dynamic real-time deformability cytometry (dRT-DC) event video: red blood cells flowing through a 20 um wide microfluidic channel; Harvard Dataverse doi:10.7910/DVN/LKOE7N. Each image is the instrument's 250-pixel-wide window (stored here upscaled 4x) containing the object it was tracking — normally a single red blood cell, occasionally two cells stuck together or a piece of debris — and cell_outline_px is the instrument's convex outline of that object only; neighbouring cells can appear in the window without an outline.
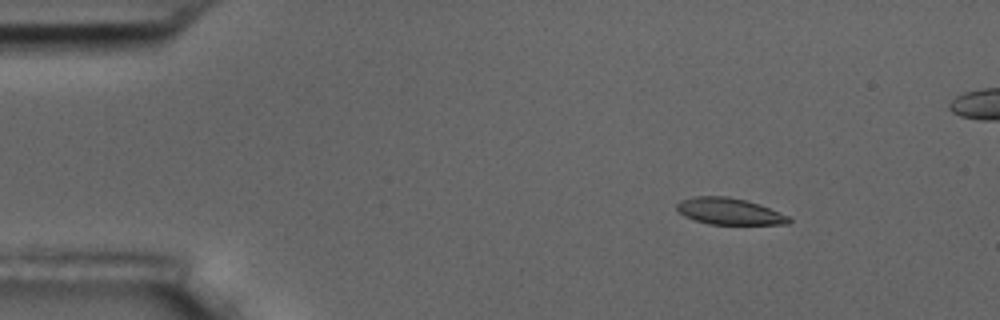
{"species": "common noctule bat (a hibernating species)", "species_latin": "Nyctalus noctula", "temperature_condition": "room temperature", "stored_images_in_passage": 57, "camera_frame_rate_fps": 3000, "um_per_image_px": 0.085, "animal": {"sex": "male", "body_mass_g": 17.5, "forearm_length_mm": 52.3}, "frame": {"image": 1, "passage_image": 8, "time_ms": 2.333, "image_size_px": [1000, 320], "cell_outline_px": [[792, 220], [788, 224], [708, 224], [684, 216], [676, 208], [676, 204], [680, 200], [692, 196], [728, 196], [760, 204], [788, 216]], "centroid_in_image_um": [61.96, 17.95], "position_along_channel_um": 23.0, "area_um2": 17.28}}
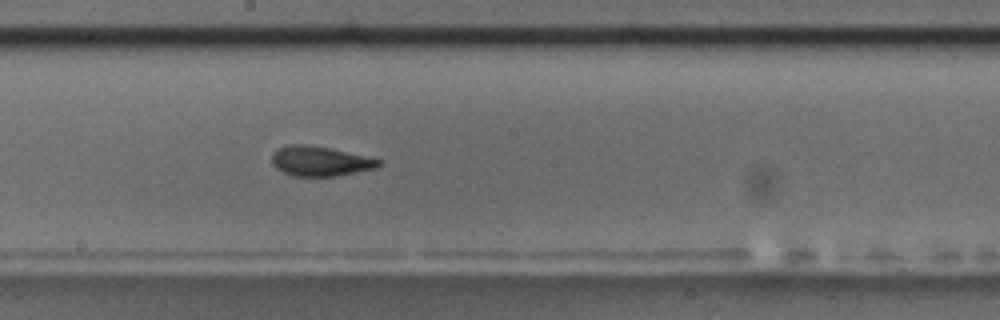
{"frame": {"image": 2, "passage_image": 31, "time_ms": 10.0, "image_size_px": [1000, 320], "cell_outline_px": [[380, 164], [376, 168], [336, 176], [292, 176], [276, 168], [272, 164], [272, 156], [280, 148], [288, 144], [304, 144], [328, 148], [364, 156], [380, 160]], "centroid_in_image_um": [27.18, 13.71], "position_along_channel_um": 221.0, "area_um2": 18.15}}
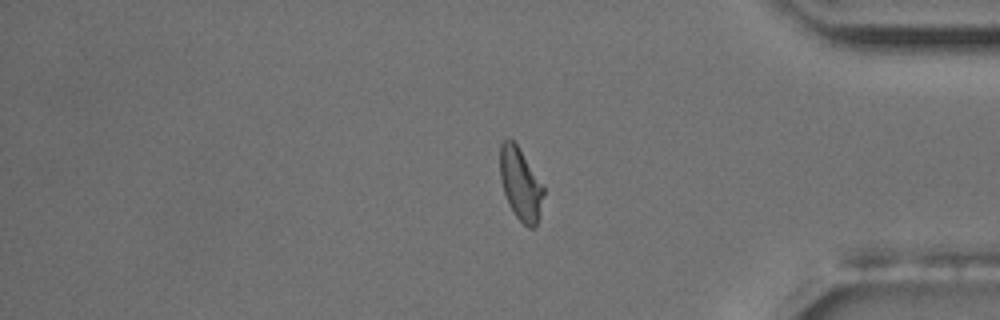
{"frame": {"image": 3, "passage_image": 47, "time_ms": 15.333, "image_size_px": [1000, 320], "cell_outline_px": [[544, 192], [540, 216], [536, 224], [532, 228], [528, 228], [516, 216], [504, 192], [500, 176], [500, 144], [508, 136], [516, 144], [544, 188]], "centroid_in_image_um": [44.24, 15.64], "position_along_channel_um": 391.0, "area_um2": 17.86}, "authors_computed_cell_mechanics": {"area_um2": 18.3226, "velocity_mm_per_s": 3.5917, "shape_relaxation_time_tau1_ms": 9.2148, "shape_relaxation_time_tau2_ms": 1.754, "deformation_change_tau1": 0.2126, "deformation_change_tau2": 0.0774}}